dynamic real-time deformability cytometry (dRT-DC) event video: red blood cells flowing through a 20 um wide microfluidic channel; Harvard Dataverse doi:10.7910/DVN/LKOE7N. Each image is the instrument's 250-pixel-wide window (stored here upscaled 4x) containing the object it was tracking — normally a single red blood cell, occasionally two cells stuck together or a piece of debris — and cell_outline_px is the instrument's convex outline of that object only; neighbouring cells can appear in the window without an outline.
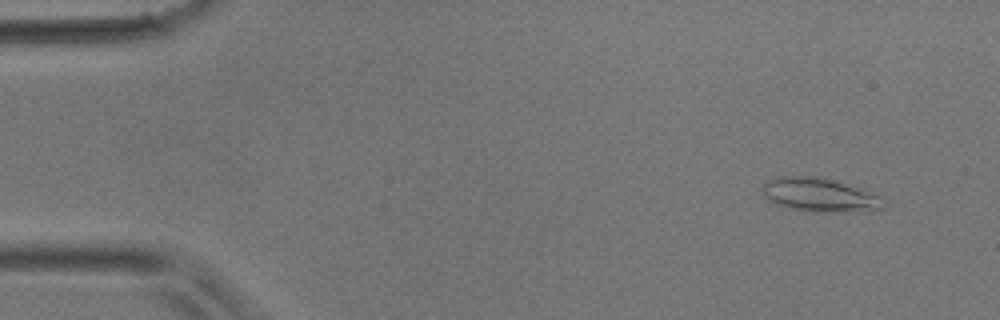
{"species": "common noctule bat (a hibernating species)", "species_latin": "Nyctalus noctula", "temperature_condition": "room temperature", "stored_images_in_passage": 46, "camera_frame_rate_fps": 3000, "um_per_image_px": 0.085, "animal": {"sex": "male", "body_mass_g": 17.9}, "frame": {"image": 1, "passage_image": 3, "time_ms": 0.667, "image_size_px": [1000, 320], "cell_outline_px": [[884, 204], [880, 208], [836, 212], [812, 212], [792, 208], [776, 204], [764, 196], [760, 188], [768, 180], [780, 176], [812, 176], [828, 180], [884, 196]], "centroid_in_image_um": [69.6, 16.57], "position_along_channel_um": 15.4, "area_um2": 23.12}}
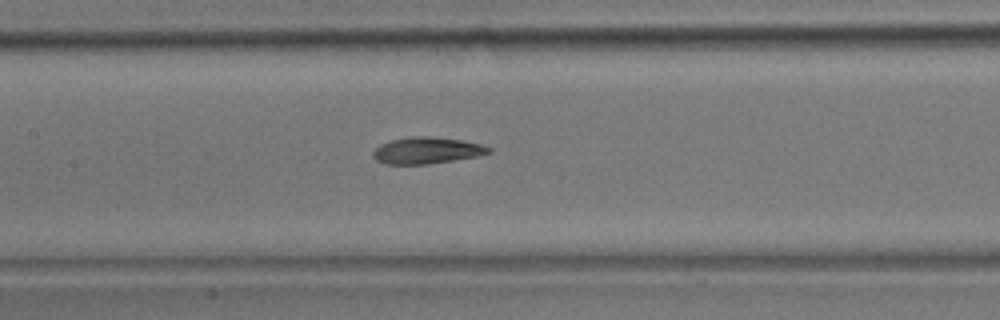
{"frame": {"image": 2, "passage_image": 21, "time_ms": 6.667, "image_size_px": [1000, 320], "cell_outline_px": [[492, 152], [476, 156], [428, 164], [388, 164], [376, 160], [372, 156], [372, 152], [380, 144], [392, 140], [412, 136], [432, 136], [464, 140], [480, 144], [492, 148]], "centroid_in_image_um": [36.28, 12.78], "position_along_channel_um": 171.1, "area_um2": 17.86}}
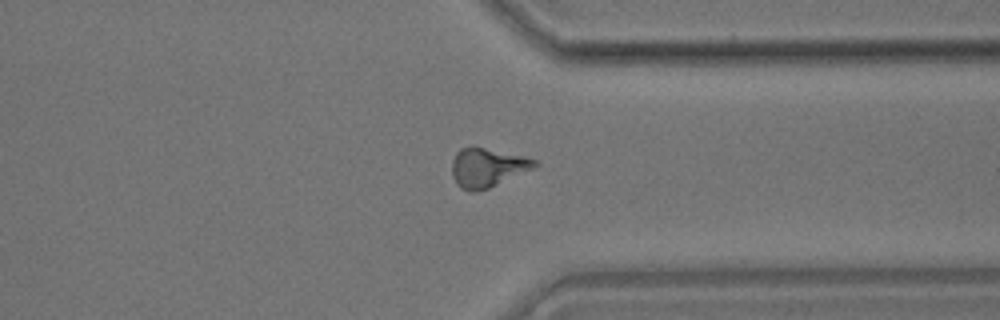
{"frame": {"image": 3, "passage_image": 35, "time_ms": 11.333, "image_size_px": [1000, 320], "cell_outline_px": [[540, 164], [532, 168], [488, 188], [476, 192], [468, 192], [460, 188], [456, 184], [452, 176], [452, 160], [456, 152], [460, 148], [472, 144], [536, 160]], "centroid_in_image_um": [41.34, 14.22], "position_along_channel_um": 370.1, "area_um2": 18.84}}